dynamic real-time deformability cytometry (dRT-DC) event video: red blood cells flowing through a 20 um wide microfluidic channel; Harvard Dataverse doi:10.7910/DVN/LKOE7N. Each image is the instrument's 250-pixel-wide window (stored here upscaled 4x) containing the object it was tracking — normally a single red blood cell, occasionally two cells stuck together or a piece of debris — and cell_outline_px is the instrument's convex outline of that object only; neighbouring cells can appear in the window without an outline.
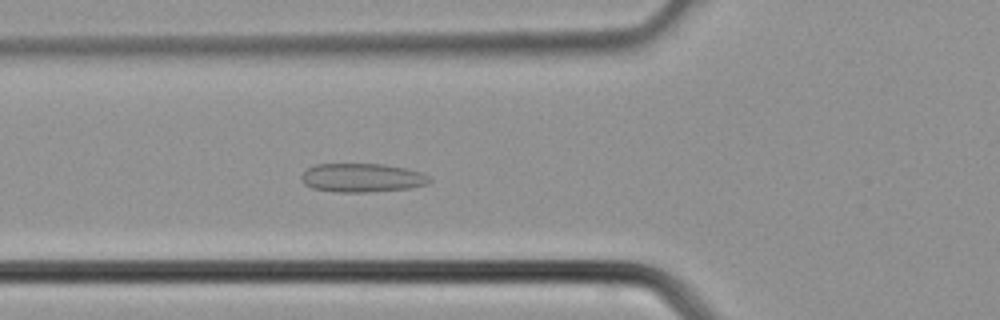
{"species": "common noctule bat (a hibernating species)", "species_latin": "Nyctalus noctula", "temperature_condition": "cold", "stored_images_in_passage": 31, "camera_frame_rate_fps": 3000, "um_per_image_px": 0.085, "animal": {"sex": "male", "body_mass_g": 21.5, "forearm_length_mm": 52.0}, "frame": {"image": 1, "passage_image": 6, "time_ms": 1.667, "image_size_px": [1000, 320], "cell_outline_px": [[432, 180], [428, 184], [408, 188], [368, 192], [336, 192], [312, 188], [304, 184], [300, 180], [300, 176], [308, 168], [316, 164], [384, 164], [404, 168], [420, 172], [428, 176]], "centroid_in_image_um": [30.74, 15.11], "position_along_channel_um": 95.1, "area_um2": 21.44}}
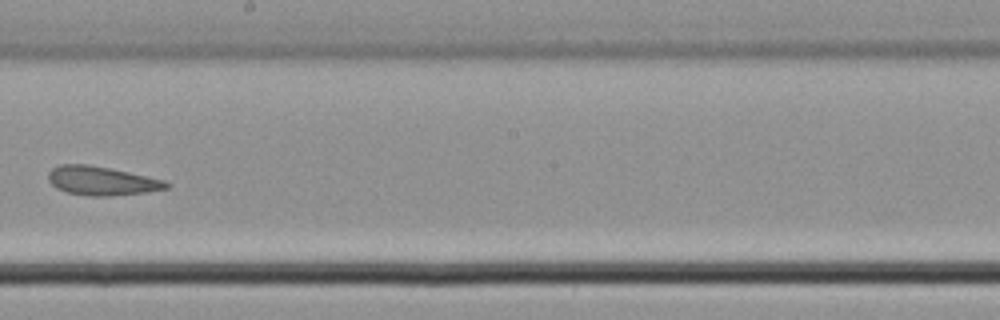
{"frame": {"image": 2, "passage_image": 14, "time_ms": 4.333, "image_size_px": [1000, 320], "cell_outline_px": [[172, 184], [168, 188], [148, 192], [112, 196], [88, 196], [64, 192], [56, 188], [48, 180], [48, 172], [52, 168], [60, 164], [88, 164], [128, 172], [164, 180]], "centroid_in_image_um": [8.63, 15.38], "position_along_channel_um": 239.6, "area_um2": 20.0}}
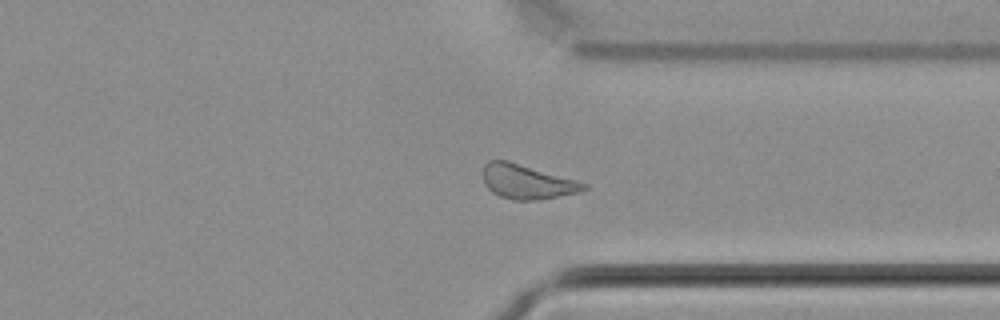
{"frame": {"image": 3, "passage_image": 21, "time_ms": 6.667, "image_size_px": [1000, 320], "cell_outline_px": [[588, 188], [580, 192], [540, 200], [512, 200], [500, 196], [492, 192], [484, 184], [484, 164], [488, 160], [508, 160], [576, 180], [588, 184]], "centroid_in_image_um": [44.8, 15.45], "position_along_channel_um": 366.6, "area_um2": 20.23}}